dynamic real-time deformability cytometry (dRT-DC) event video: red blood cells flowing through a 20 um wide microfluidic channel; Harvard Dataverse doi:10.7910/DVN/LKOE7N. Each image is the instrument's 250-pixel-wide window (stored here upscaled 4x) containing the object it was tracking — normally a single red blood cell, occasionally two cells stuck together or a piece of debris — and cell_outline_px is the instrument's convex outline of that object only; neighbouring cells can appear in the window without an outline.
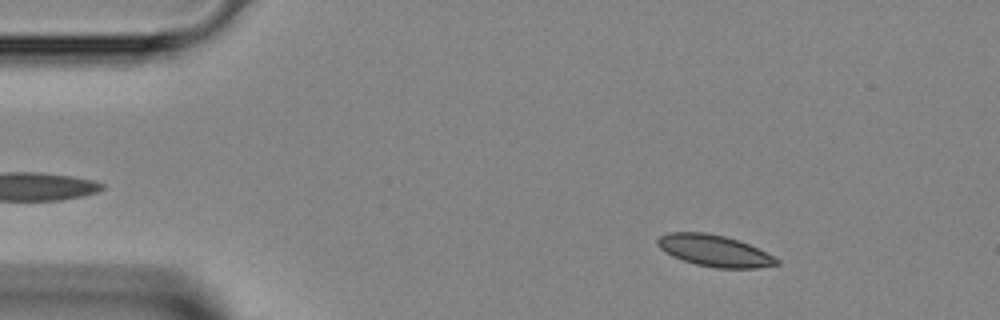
{"species": "Egyptian fruit bat (a non-hibernating species)", "species_latin": "Rousettus aegyptiacus", "temperature_condition": "room temperature", "stored_images_in_passage": 45, "camera_frame_rate_fps": 3000, "um_per_image_px": 0.085, "animal": {"sex": "female"}, "frame": {"image": 1, "passage_image": 6, "time_ms": 1.667, "image_size_px": [1000, 320], "cell_outline_px": [[780, 264], [756, 268], [716, 268], [696, 264], [672, 256], [660, 248], [656, 244], [656, 240], [660, 236], [668, 232], [704, 232], [724, 236], [740, 240], [780, 260]], "centroid_in_image_um": [60.7, 21.3], "position_along_channel_um": 24.3, "area_um2": 21.73}}
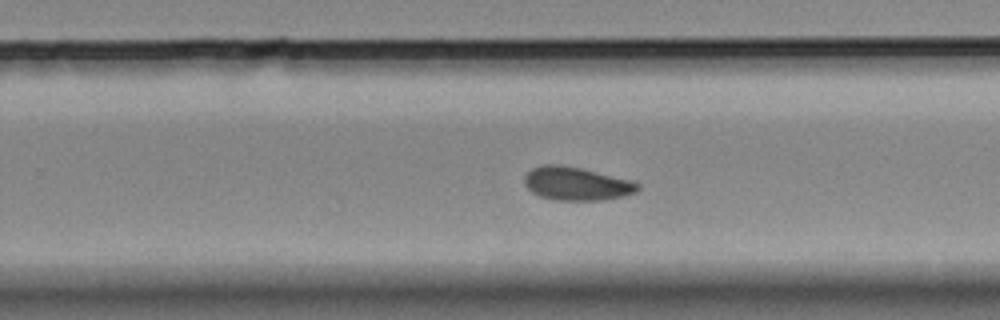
{"frame": {"image": 2, "passage_image": 28, "time_ms": 9.0, "image_size_px": [1000, 320], "cell_outline_px": [[640, 188], [636, 192], [624, 196], [604, 200], [556, 200], [540, 196], [532, 192], [524, 184], [524, 176], [532, 168], [540, 164], [560, 164], [580, 168], [636, 180], [640, 184]], "centroid_in_image_um": [49.04, 15.6], "position_along_channel_um": 280.8, "area_um2": 22.37}}
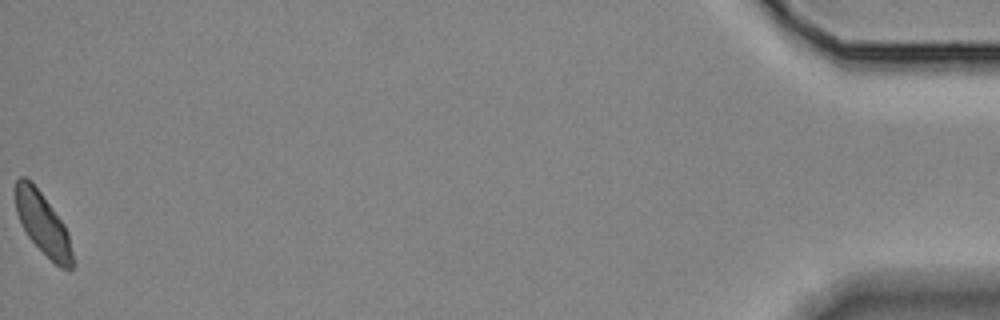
{"frame": {"image": 3, "passage_image": 45, "time_ms": 14.667, "image_size_px": [1000, 320], "cell_outline_px": [[76, 264], [72, 268], [60, 268], [28, 236], [16, 212], [16, 180], [20, 176], [24, 176], [32, 180], [64, 224], [68, 232]], "centroid_in_image_um": [3.68, 19.01], "position_along_channel_um": 431.5, "area_um2": 20.46}}